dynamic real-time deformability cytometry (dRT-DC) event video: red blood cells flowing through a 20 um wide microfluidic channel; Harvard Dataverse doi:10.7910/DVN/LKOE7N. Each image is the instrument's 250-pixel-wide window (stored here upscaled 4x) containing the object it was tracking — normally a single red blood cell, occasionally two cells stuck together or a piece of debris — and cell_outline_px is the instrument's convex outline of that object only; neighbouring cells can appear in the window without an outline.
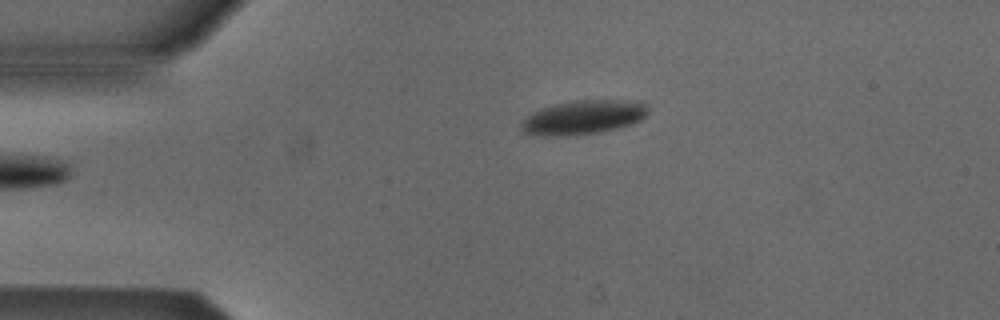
{"species": "Egyptian fruit bat (a non-hibernating species)", "species_latin": "Rousettus aegyptiacus", "temperature_condition": "cold", "stored_images_in_passage": 2, "camera_frame_rate_fps": 3000, "um_per_image_px": 0.085, "animal": {"sex": "male"}, "frame": {"image": 1, "passage_image": 2, "time_ms": 1.333, "image_size_px": [1000, 320], "cell_outline_px": [[648, 112], [640, 120], [616, 128], [600, 132], [576, 136], [536, 136], [524, 132], [520, 128], [520, 124], [532, 112], [540, 108], [572, 100], [624, 100], [644, 104], [648, 108]], "centroid_in_image_um": [49.51, 9.99], "position_along_channel_um": 35.5, "area_um2": 25.14}}